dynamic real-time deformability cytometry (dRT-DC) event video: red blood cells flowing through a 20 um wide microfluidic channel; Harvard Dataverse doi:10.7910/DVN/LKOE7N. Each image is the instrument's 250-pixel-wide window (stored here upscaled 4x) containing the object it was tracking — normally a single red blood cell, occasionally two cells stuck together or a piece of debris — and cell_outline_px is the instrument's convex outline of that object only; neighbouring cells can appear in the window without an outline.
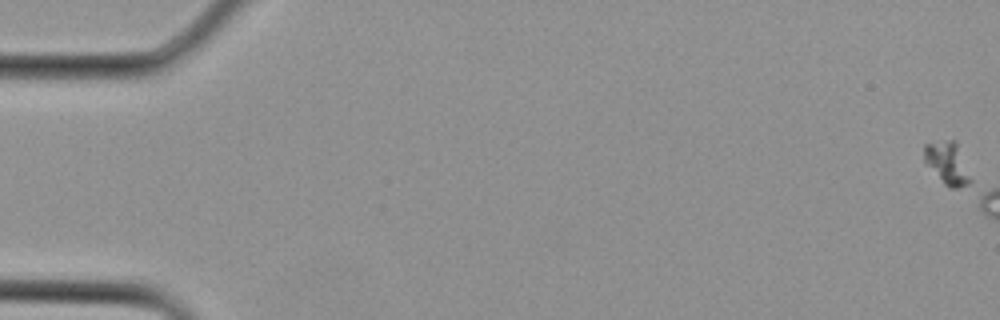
{"species": "Egyptian fruit bat (a non-hibernating species)", "species_latin": "Rousettus aegyptiacus", "temperature_condition": "cold", "stored_images_in_passage": 5, "camera_frame_rate_fps": 3000, "um_per_image_px": 0.085, "animal": {"sex": "female"}, "frame": {"image": 1, "passage_image": 1, "time_ms": 0.0, "image_size_px": [1000, 320], "cell_outline_px": [[972, 180], [968, 184], [956, 188], [948, 188], [944, 184], [924, 160], [924, 144], [944, 140], [956, 140]], "centroid_in_image_um": [80.53, 13.86], "position_along_channel_um": 4.5, "area_um2": 11.33}}